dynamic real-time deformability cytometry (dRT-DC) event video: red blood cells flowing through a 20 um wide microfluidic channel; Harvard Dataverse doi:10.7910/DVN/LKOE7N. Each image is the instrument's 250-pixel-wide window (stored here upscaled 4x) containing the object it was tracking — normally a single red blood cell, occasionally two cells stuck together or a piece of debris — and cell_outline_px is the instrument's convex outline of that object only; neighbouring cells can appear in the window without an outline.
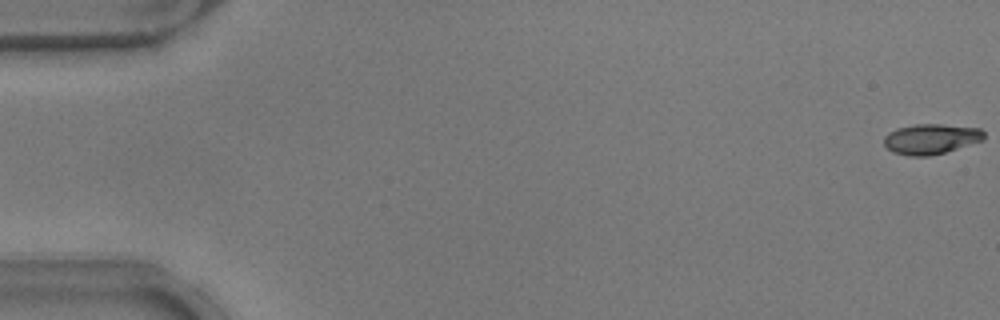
{"species": "common noctule bat (a hibernating species)", "species_latin": "Nyctalus noctula", "temperature_condition": "warm", "stored_images_in_passage": 53, "camera_frame_rate_fps": 3000, "um_per_image_px": 0.085, "animal": {"sex": "male", "body_mass_g": 17.9}, "frame": {"image": 1, "passage_image": 1, "time_ms": 0.0, "image_size_px": [1000, 320], "cell_outline_px": [[984, 140], [944, 152], [928, 156], [908, 156], [892, 152], [884, 144], [884, 136], [888, 132], [896, 128], [916, 124], [940, 124], [980, 128], [984, 132]], "centroid_in_image_um": [79.11, 11.81], "position_along_channel_um": 5.9, "area_um2": 17.63}}
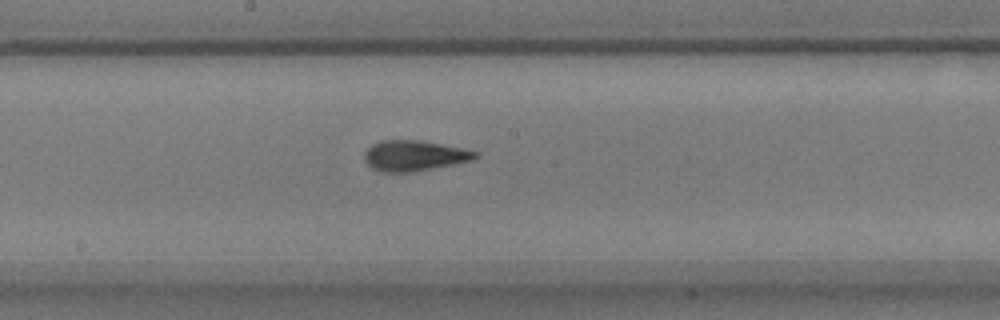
{"frame": {"image": 2, "passage_image": 29, "time_ms": 9.333, "image_size_px": [1000, 320], "cell_outline_px": [[480, 156], [472, 160], [452, 164], [408, 172], [380, 172], [372, 168], [364, 160], [364, 152], [372, 144], [380, 140], [420, 140], [480, 152]], "centroid_in_image_um": [35.18, 13.22], "position_along_channel_um": 213.0, "area_um2": 19.54}}
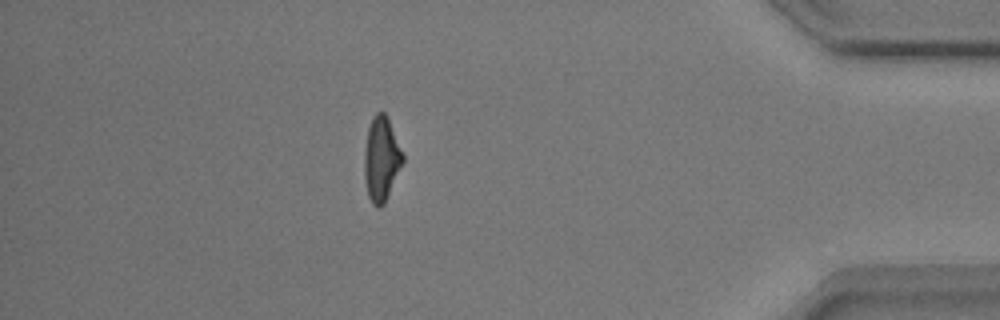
{"frame": {"image": 3, "passage_image": 47, "time_ms": 15.333, "image_size_px": [1000, 320], "cell_outline_px": [[404, 164], [384, 204], [380, 208], [372, 204], [368, 196], [364, 180], [364, 152], [368, 128], [372, 116], [376, 112], [384, 112], [388, 116], [404, 156]], "centroid_in_image_um": [32.42, 13.52], "position_along_channel_um": 402.8, "area_um2": 19.31}, "authors_computed_cell_mechanics": {"area_um2": 18.8428, "velocity_mm_per_s": 3.8557, "shape_relaxation_time_tau1_ms": 4.8647, "shape_relaxation_time_tau2_ms": 1.4692, "deformation_change_tau1": 0.1984, "deformation_change_tau2": 0.088}}